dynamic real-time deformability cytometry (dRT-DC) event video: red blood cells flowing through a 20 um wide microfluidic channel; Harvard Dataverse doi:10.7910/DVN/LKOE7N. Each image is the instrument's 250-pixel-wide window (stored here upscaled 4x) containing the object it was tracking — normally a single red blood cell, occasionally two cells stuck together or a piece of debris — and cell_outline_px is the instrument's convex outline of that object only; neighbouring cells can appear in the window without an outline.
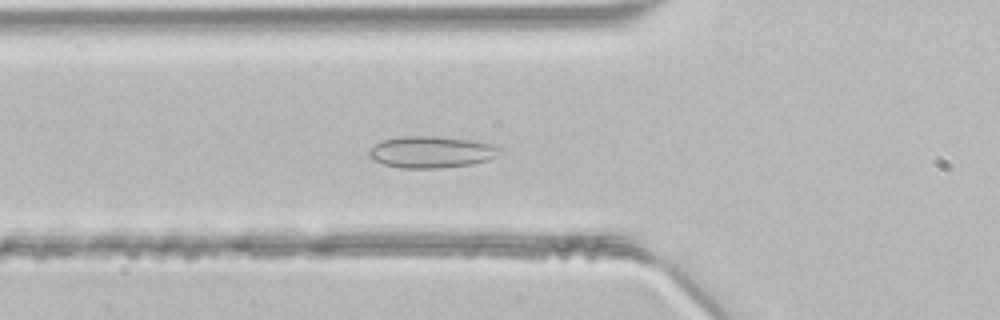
{"species": "common noctule bat (a hibernating species)", "species_latin": "Nyctalus noctula", "temperature_condition": "room temperature", "stored_images_in_passage": 33, "segment_of_instrument_passage": [1, 2], "camera_frame_rate_fps": 3000, "um_per_image_px": 0.085, "animal": {"sex": "male", "body_mass_g": 21.5, "forearm_length_mm": 52.0}, "frame": {"image": 1, "passage_image": 2, "time_ms": 0.333, "image_size_px": [1000, 320], "cell_outline_px": [[504, 152], [488, 160], [472, 164], [440, 168], [400, 168], [384, 164], [372, 160], [368, 156], [368, 152], [376, 144], [384, 140], [400, 136], [436, 136], [472, 140], [496, 144], [504, 148]], "centroid_in_image_um": [36.74, 12.92], "position_along_channel_um": 89.1, "area_um2": 24.45}}
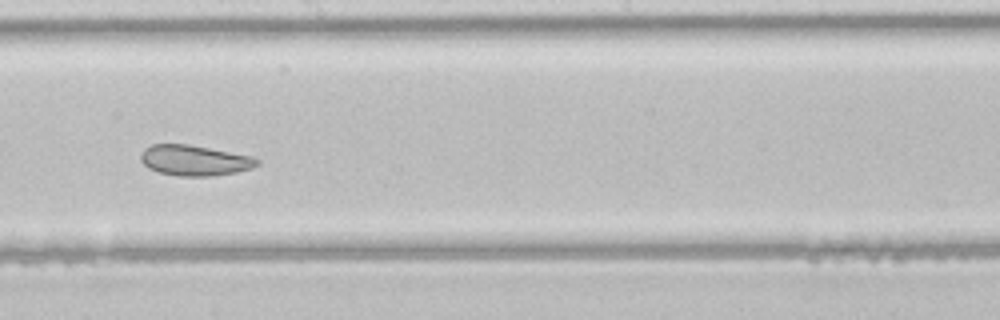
{"frame": {"image": 2, "passage_image": 12, "time_ms": 3.667, "image_size_px": [1000, 320], "cell_outline_px": [[260, 164], [252, 168], [236, 172], [208, 176], [180, 176], [160, 172], [148, 168], [140, 160], [140, 152], [144, 148], [152, 144], [188, 144], [252, 156], [260, 160]], "centroid_in_image_um": [16.52, 13.62], "position_along_channel_um": 231.7, "area_um2": 20.69}}
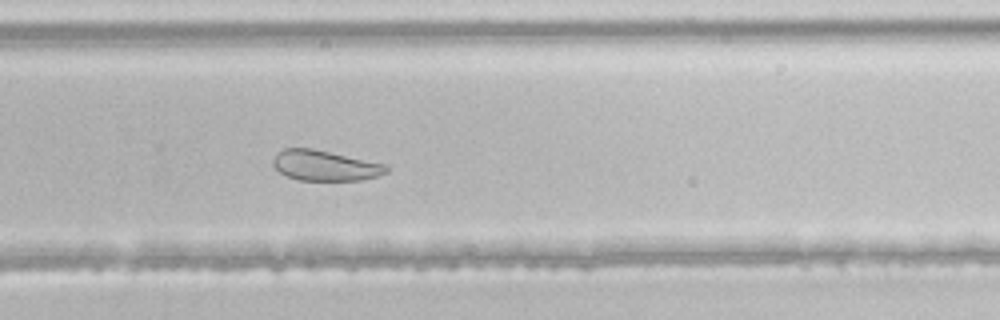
{"frame": {"image": 3, "passage_image": 17, "time_ms": 5.333, "image_size_px": [1000, 320], "cell_outline_px": [[388, 172], [380, 176], [360, 180], [300, 180], [288, 176], [280, 172], [272, 164], [272, 160], [276, 152], [284, 148], [312, 148], [388, 164]], "centroid_in_image_um": [27.65, 14.06], "position_along_channel_um": 302.2, "area_um2": 20.23}}